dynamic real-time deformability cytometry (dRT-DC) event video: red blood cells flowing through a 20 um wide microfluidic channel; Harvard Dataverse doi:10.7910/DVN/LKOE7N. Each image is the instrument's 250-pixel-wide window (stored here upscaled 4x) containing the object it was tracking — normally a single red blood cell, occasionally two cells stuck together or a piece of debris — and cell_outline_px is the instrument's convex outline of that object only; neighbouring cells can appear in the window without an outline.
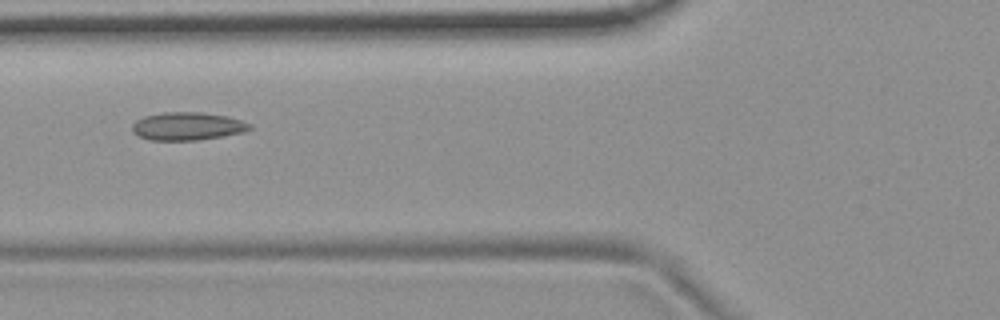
{"species": "common noctule bat (a hibernating species)", "species_latin": "Nyctalus noctula", "temperature_condition": "room temperature", "stored_images_in_passage": 6, "camera_frame_rate_fps": 3000, "um_per_image_px": 0.085, "animal": {"sex": "female", "body_mass_g": 19.9}, "frame": {"image": 1, "passage_image": 4, "time_ms": 1.0, "image_size_px": [1000, 320], "cell_outline_px": [[252, 128], [244, 132], [224, 136], [196, 140], [148, 140], [132, 132], [132, 124], [136, 120], [144, 116], [164, 112], [200, 112], [228, 116], [252, 124]], "centroid_in_image_um": [15.94, 10.73], "position_along_channel_um": 109.9, "area_um2": 19.25}}
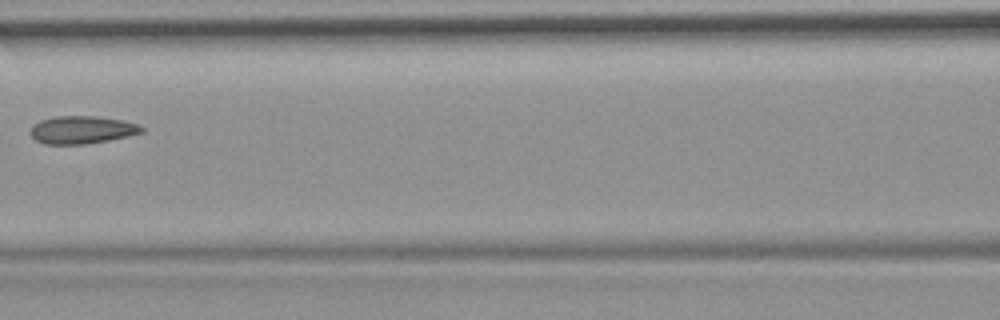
{"frame": {"image": 2, "passage_image": 5, "time_ms": 1.333, "image_size_px": [1000, 320], "cell_outline_px": [[144, 132], [128, 136], [108, 140], [84, 144], [44, 144], [36, 140], [28, 132], [32, 124], [40, 120], [56, 116], [96, 116], [124, 120], [140, 124], [144, 128]], "centroid_in_image_um": [6.96, 11.02], "position_along_channel_um": 159.6, "area_um2": 18.21}}